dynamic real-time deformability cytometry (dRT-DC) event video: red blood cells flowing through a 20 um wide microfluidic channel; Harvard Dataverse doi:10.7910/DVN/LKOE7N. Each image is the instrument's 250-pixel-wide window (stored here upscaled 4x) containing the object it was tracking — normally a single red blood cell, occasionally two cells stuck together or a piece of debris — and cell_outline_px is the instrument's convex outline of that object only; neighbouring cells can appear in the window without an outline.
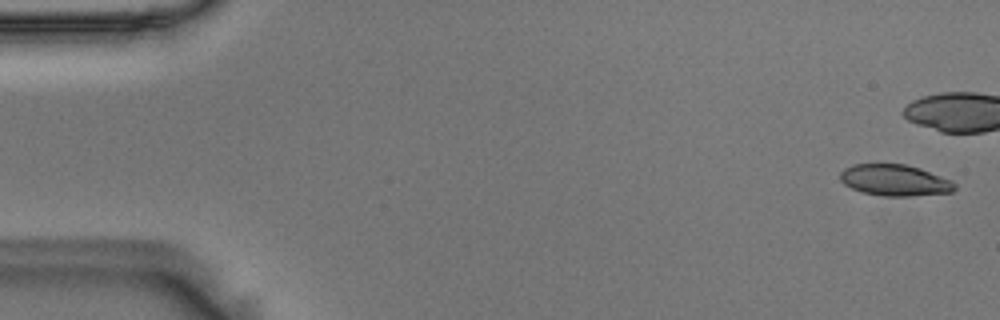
{"species": "Egyptian fruit bat (a non-hibernating species)", "species_latin": "Rousettus aegyptiacus", "temperature_condition": "room temperature", "stored_images_in_passage": 44, "camera_frame_rate_fps": 3000, "um_per_image_px": 0.085, "animal": {"sex": "male"}, "frame": {"image": 1, "passage_image": 2, "time_ms": 0.333, "image_size_px": [1000, 320], "cell_outline_px": [[956, 188], [952, 192], [908, 196], [884, 196], [860, 192], [844, 184], [840, 180], [840, 172], [844, 168], [852, 164], [904, 164], [920, 168], [952, 180], [956, 184]], "centroid_in_image_um": [76.04, 15.32], "position_along_channel_um": 9.0, "area_um2": 20.98}}
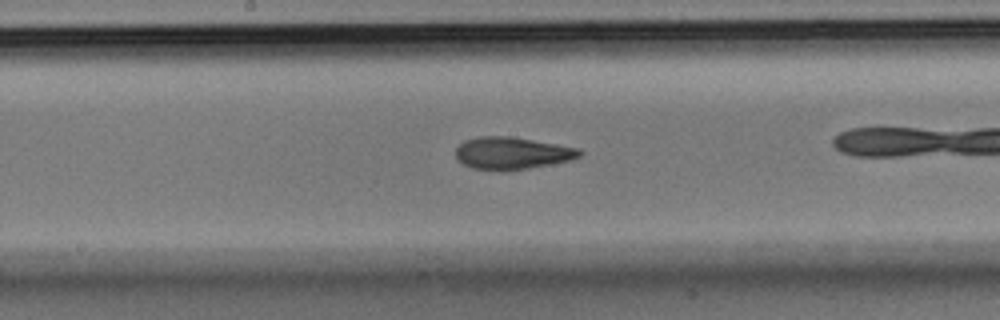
{"frame": {"image": 2, "passage_image": 29, "time_ms": 9.333, "image_size_px": [1000, 320], "cell_outline_px": [[584, 152], [580, 156], [572, 160], [528, 168], [500, 172], [472, 168], [456, 160], [456, 148], [464, 140], [480, 136], [512, 136], [580, 148]], "centroid_in_image_um": [43.52, 13.02], "position_along_channel_um": 204.7, "area_um2": 23.64}}
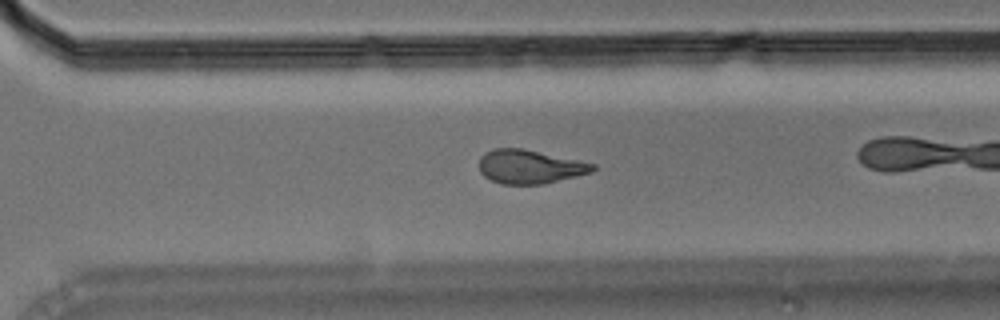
{"frame": {"image": 3, "passage_image": 39, "time_ms": 12.667, "image_size_px": [1000, 320], "cell_outline_px": [[596, 168], [592, 172], [544, 184], [500, 184], [484, 176], [480, 172], [480, 156], [484, 152], [492, 148], [524, 148], [596, 164]], "centroid_in_image_um": [45.02, 14.16], "position_along_channel_um": 325.6, "area_um2": 22.48}}